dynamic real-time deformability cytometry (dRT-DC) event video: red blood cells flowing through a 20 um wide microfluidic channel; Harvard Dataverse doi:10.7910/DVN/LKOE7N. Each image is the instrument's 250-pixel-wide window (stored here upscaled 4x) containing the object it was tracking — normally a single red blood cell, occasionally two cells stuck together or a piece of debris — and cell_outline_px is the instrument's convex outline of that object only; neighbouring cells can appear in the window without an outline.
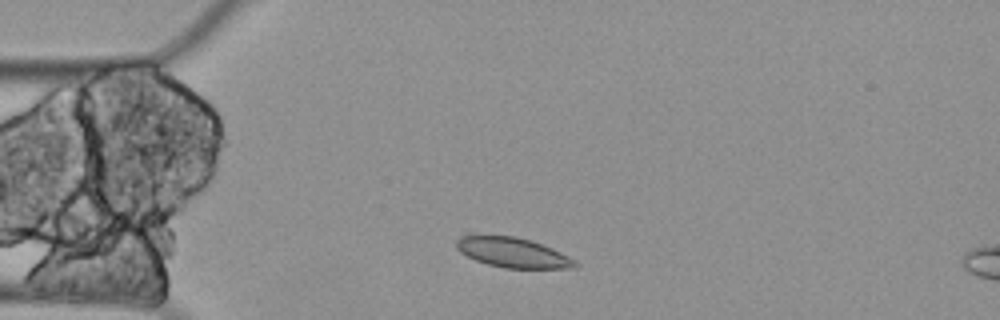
{"species": "Egyptian fruit bat (a non-hibernating species)", "species_latin": "Rousettus aegyptiacus", "temperature_condition": "cold", "stored_images_in_passage": 4, "segment_of_instrument_passage": [1, 2], "camera_frame_rate_fps": 3000, "um_per_image_px": 0.085, "animal": {"sex": "female"}, "frame": {"image": 1, "passage_image": 2, "time_ms": 0.333, "image_size_px": [1000, 320], "cell_outline_px": [[580, 264], [576, 268], [504, 268], [488, 264], [476, 260], [460, 252], [456, 248], [456, 240], [464, 232], [472, 232], [516, 236], [532, 240], [552, 248], [568, 256]], "centroid_in_image_um": [43.49, 21.4], "position_along_channel_um": 41.5, "area_um2": 21.5}}